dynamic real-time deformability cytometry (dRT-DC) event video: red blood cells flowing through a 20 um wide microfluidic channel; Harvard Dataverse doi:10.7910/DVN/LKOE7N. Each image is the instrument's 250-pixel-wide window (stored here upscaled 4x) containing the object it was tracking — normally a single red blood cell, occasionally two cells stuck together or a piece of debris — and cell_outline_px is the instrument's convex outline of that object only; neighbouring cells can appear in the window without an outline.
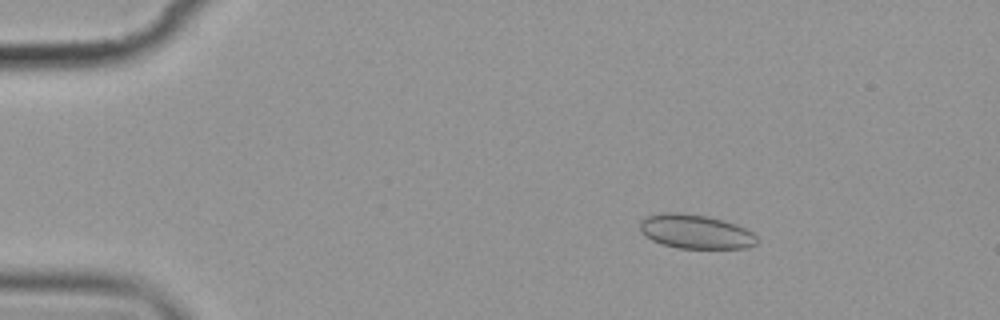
{"species": "common noctule bat (a hibernating species)", "species_latin": "Nyctalus noctula", "temperature_condition": "cold", "stored_images_in_passage": 15, "camera_frame_rate_fps": 3000, "um_per_image_px": 0.085, "animal": {"sex": "female", "body_mass_g": 19.9}, "frame": {"image": 1, "passage_image": 3, "time_ms": 2.667, "image_size_px": [1000, 320], "cell_outline_px": [[756, 244], [748, 248], [676, 248], [660, 244], [644, 236], [640, 232], [640, 220], [644, 216], [668, 212], [680, 212], [708, 216], [736, 224], [752, 232], [756, 236]], "centroid_in_image_um": [59.07, 19.68], "position_along_channel_um": 25.9, "area_um2": 23.47}}
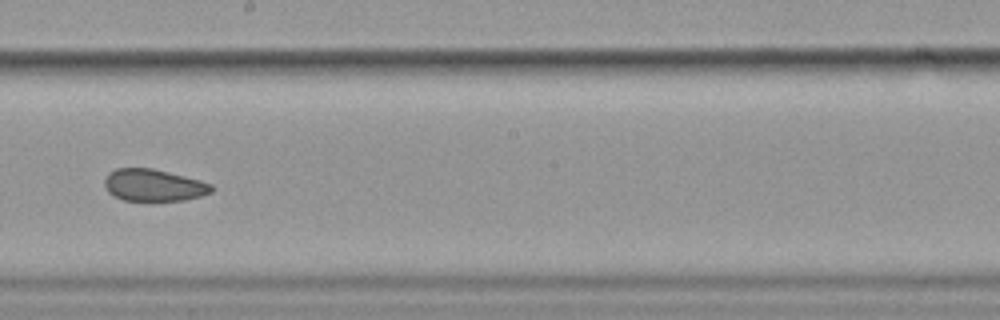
{"frame": {"image": 2, "passage_image": 9, "time_ms": 10.667, "image_size_px": [1000, 320], "cell_outline_px": [[216, 188], [212, 192], [200, 196], [184, 200], [124, 200], [112, 196], [108, 192], [104, 184], [104, 180], [108, 172], [116, 168], [152, 168], [200, 180], [212, 184]], "centroid_in_image_um": [13.05, 15.74], "position_along_channel_um": 235.1, "area_um2": 20.0}}
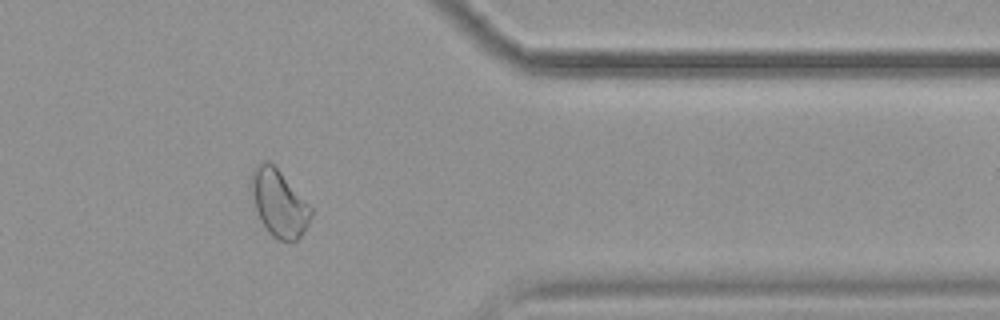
{"frame": {"image": 3, "passage_image": 13, "time_ms": 15.333, "image_size_px": [1000, 320], "cell_outline_px": [[312, 216], [308, 224], [300, 236], [296, 240], [276, 240], [268, 232], [260, 220], [248, 184], [252, 172], [256, 164], [260, 160], [268, 160], [280, 172], [312, 208]], "centroid_in_image_um": [23.67, 17.25], "position_along_channel_um": 387.7, "area_um2": 23.18}, "authors_computed_cell_mechanics": {"area_um2": 22.542, "velocity_mm_per_s": 3.5445, "shape_relaxation_time_tau1_ms": null, "shape_relaxation_time_tau2_ms": 1.8306, "deformation_change_tau1": null, "deformation_change_tau2": 0.0406}}